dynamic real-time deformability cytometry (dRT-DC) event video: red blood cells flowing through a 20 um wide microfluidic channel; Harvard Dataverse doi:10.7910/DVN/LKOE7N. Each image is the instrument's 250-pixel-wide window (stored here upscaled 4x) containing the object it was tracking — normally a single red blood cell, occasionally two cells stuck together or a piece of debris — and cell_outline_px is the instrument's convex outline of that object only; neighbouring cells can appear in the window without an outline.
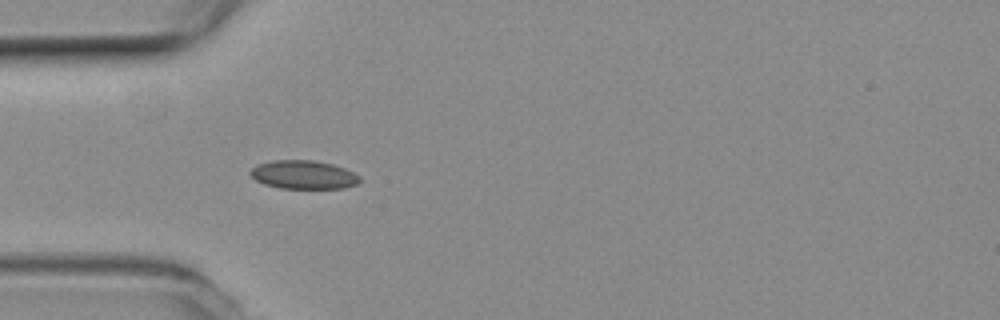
{"species": "common noctule bat (a hibernating species)", "species_latin": "Nyctalus noctula", "temperature_condition": "room temperature", "stored_images_in_passage": 5, "camera_frame_rate_fps": 3000, "um_per_image_px": 0.085, "animal": {"sex": "female", "body_mass_g": 19.3, "forearm_length_mm": 54.1}, "frame": {"image": 1, "passage_image": 5, "time_ms": 1.333, "image_size_px": [1000, 320], "cell_outline_px": [[360, 184], [344, 188], [280, 188], [264, 184], [256, 180], [248, 172], [256, 164], [272, 160], [312, 160], [332, 164], [344, 168], [360, 176]], "centroid_in_image_um": [25.79, 14.85], "position_along_channel_um": 59.2, "area_um2": 18.26}}